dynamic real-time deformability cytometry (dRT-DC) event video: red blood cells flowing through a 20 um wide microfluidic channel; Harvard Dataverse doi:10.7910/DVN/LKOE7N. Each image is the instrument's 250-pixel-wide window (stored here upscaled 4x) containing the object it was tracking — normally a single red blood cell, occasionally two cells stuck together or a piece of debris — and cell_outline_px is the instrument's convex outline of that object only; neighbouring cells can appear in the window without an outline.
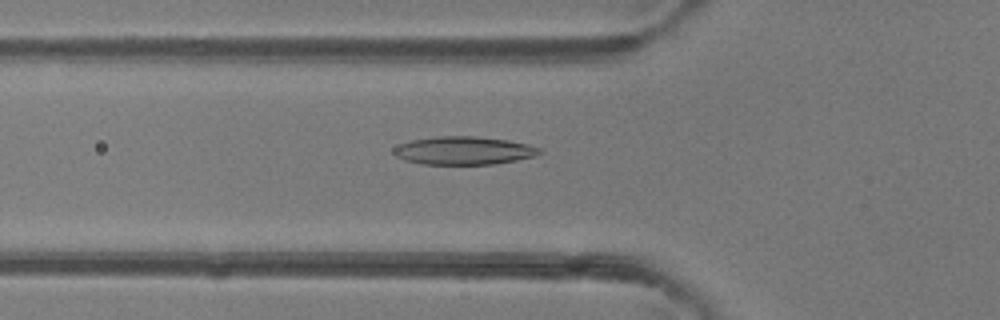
{"species": "common noctule bat (a hibernating species)", "species_latin": "Nyctalus noctula", "temperature_condition": "room temperature", "stored_images_in_passage": 9, "camera_frame_rate_fps": 3000, "um_per_image_px": 0.085, "animal": {"sex": "female"}, "frame": {"image": 1, "passage_image": 2, "time_ms": 0.333, "image_size_px": [1000, 320], "cell_outline_px": [[544, 152], [536, 156], [496, 164], [420, 164], [404, 160], [396, 156], [392, 152], [392, 148], [400, 144], [412, 140], [436, 136], [476, 136], [508, 140], [528, 144], [540, 148]], "centroid_in_image_um": [39.43, 12.8], "position_along_channel_um": 86.4, "area_um2": 24.1}}
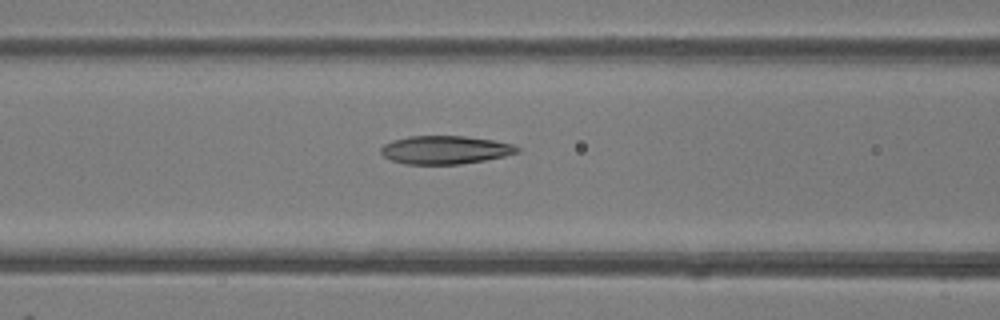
{"frame": {"image": 2, "passage_image": 5, "time_ms": 1.333, "image_size_px": [1000, 320], "cell_outline_px": [[520, 152], [504, 156], [484, 160], [460, 164], [404, 164], [392, 160], [384, 156], [380, 152], [380, 148], [384, 144], [392, 140], [408, 136], [464, 136], [492, 140], [512, 144], [520, 148]], "centroid_in_image_um": [37.82, 12.74], "position_along_channel_um": 128.8, "area_um2": 22.43}}